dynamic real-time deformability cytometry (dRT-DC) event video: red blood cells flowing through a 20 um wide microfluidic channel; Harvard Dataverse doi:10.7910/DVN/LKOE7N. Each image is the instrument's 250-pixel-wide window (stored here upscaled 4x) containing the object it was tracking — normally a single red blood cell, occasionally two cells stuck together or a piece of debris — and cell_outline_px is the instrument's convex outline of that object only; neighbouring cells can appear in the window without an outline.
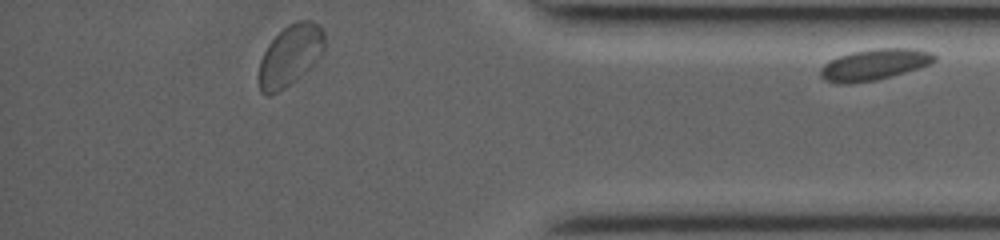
{"species": "common noctule bat (a hibernating species)", "species_latin": "Nyctalus noctula", "temperature_condition": "room temperature", "stored_images_in_passage": 36, "segment_of_instrument_passage": [2, 2], "camera_frame_rate_fps": 3500, "um_per_image_px": 0.085, "animal": {"sex": "female", "body_mass_g": 19.0, "forearm_length_mm": 53.3}, "frame": {"image": 1, "passage_image": 36, "time_ms": 10.0, "image_size_px": [1000, 240], "cell_outline_px": [[940, 56], [932, 64], [892, 76], [876, 80], [844, 84], [836, 84], [824, 80], [820, 76], [820, 68], [824, 64], [840, 56], [852, 52], [876, 48], [912, 48], [932, 52]], "centroid_in_image_um": [74.37, 5.49], "position_along_channel_um": 360.8, "area_um2": 20.87}}